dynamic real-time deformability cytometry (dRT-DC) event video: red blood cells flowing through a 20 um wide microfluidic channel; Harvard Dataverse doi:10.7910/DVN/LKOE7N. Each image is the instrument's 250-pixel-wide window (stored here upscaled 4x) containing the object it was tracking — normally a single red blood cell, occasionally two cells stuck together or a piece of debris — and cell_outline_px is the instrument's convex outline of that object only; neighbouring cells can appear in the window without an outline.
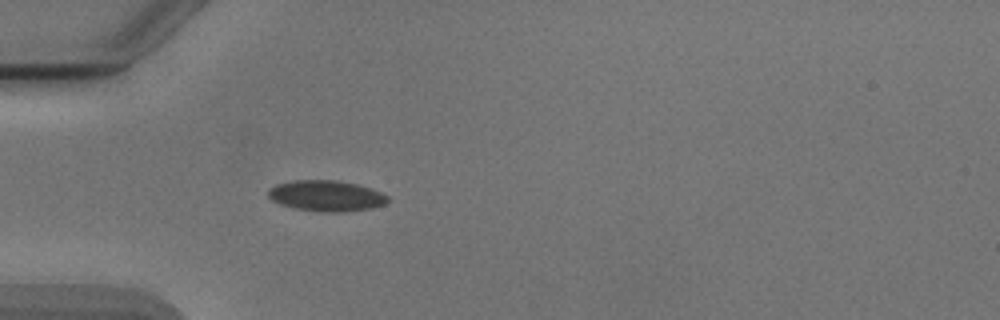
{"species": "Egyptian fruit bat (a non-hibernating species)", "species_latin": "Rousettus aegyptiacus", "temperature_condition": "cold", "stored_images_in_passage": 34, "camera_frame_rate_fps": 3000, "um_per_image_px": 0.085, "animal": {"sex": "male"}, "frame": {"image": 1, "passage_image": 1, "time_ms": 0.0, "image_size_px": [1000, 320], "cell_outline_px": [[388, 200], [384, 204], [372, 208], [340, 212], [324, 212], [292, 208], [280, 204], [272, 200], [268, 196], [268, 188], [276, 184], [296, 180], [336, 180], [356, 184], [380, 192], [388, 196]], "centroid_in_image_um": [27.69, 16.65], "position_along_channel_um": 57.3, "area_um2": 21.39}}
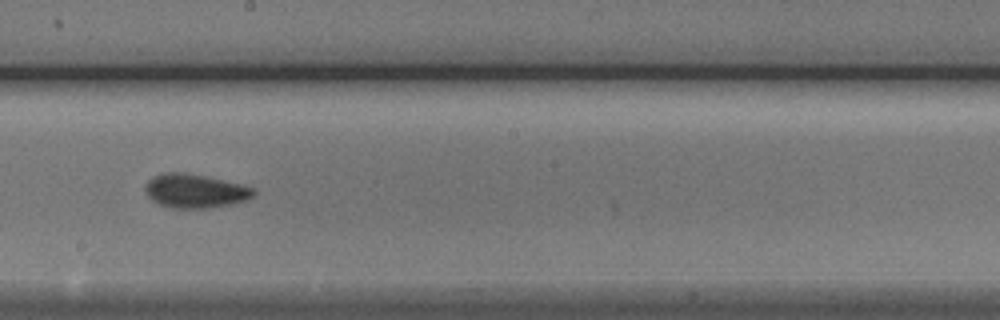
{"frame": {"image": 2, "passage_image": 15, "time_ms": 4.667, "image_size_px": [1000, 320], "cell_outline_px": [[256, 192], [248, 200], [232, 204], [208, 208], [168, 208], [152, 200], [148, 196], [144, 188], [144, 184], [152, 176], [164, 172], [184, 172], [204, 176], [240, 184], [256, 188]], "centroid_in_image_um": [16.56, 16.23], "position_along_channel_um": 231.6, "area_um2": 21.56}}
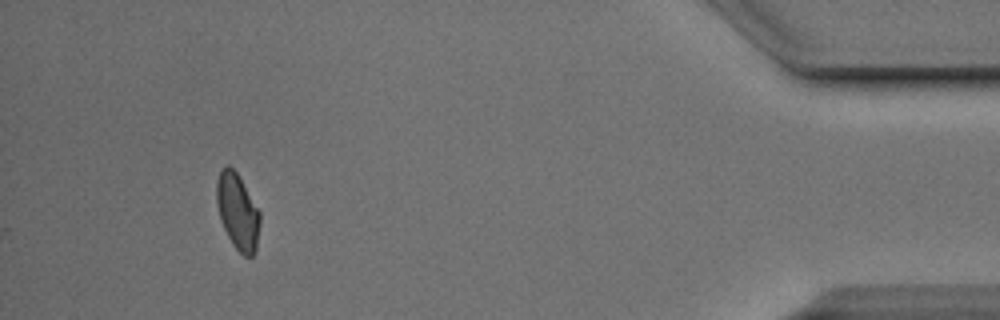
{"frame": {"image": 3, "passage_image": 34, "time_ms": 11.0, "image_size_px": [1000, 320], "cell_outline_px": [[260, 224], [256, 252], [252, 256], [244, 256], [232, 244], [224, 228], [216, 204], [216, 184], [220, 172], [228, 164], [236, 172], [260, 212]], "centroid_in_image_um": [20.21, 18.02], "position_along_channel_um": 415.0, "area_um2": 18.96}, "authors_computed_cell_mechanics": {"area_um2": 20.4034, "velocity_mm_per_s": 3.8882, "shape_relaxation_time_tau1_ms": 3.728, "shape_relaxation_time_tau2_ms": 1.3926, "deformation_change_tau1": 0.0915, "deformation_change_tau2": 0.0674}}